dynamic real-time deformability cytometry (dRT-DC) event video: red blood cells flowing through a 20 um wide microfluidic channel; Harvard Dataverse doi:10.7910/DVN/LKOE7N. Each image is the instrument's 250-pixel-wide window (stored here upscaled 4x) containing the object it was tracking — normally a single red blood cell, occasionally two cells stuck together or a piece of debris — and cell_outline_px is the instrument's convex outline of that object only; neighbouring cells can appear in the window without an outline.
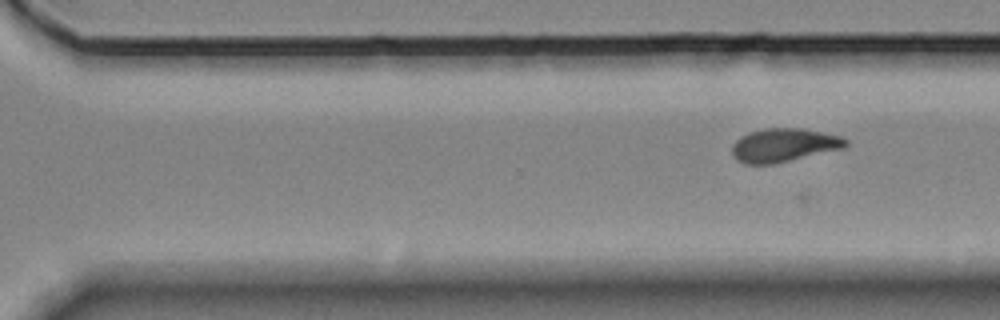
{"species": "Egyptian fruit bat (a non-hibernating species)", "species_latin": "Rousettus aegyptiacus", "temperature_condition": "room temperature", "stored_images_in_passage": 12, "segment_of_instrument_passage": [2, 2], "camera_frame_rate_fps": 3000, "um_per_image_px": 0.085, "animal": {"sex": "female"}, "frame": {"image": 1, "passage_image": 12, "time_ms": 3.667, "image_size_px": [1000, 320], "cell_outline_px": [[848, 144], [844, 148], [772, 164], [744, 164], [736, 160], [732, 152], [732, 144], [740, 136], [748, 132], [764, 128], [804, 128], [824, 132], [840, 136], [848, 140]], "centroid_in_image_um": [66.61, 12.32], "position_along_channel_um": 304.0, "area_um2": 22.31}}